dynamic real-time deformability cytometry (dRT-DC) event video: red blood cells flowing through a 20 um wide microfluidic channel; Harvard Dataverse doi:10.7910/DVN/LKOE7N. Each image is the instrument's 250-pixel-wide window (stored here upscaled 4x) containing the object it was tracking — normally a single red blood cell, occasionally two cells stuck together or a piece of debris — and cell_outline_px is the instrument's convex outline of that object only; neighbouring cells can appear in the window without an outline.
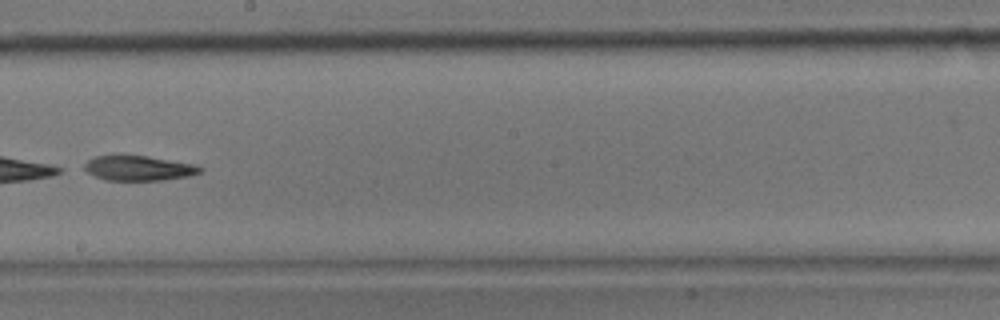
{"species": "common noctule bat (a hibernating species)", "species_latin": "Nyctalus noctula", "temperature_condition": "room temperature", "stored_images_in_passage": 31, "camera_frame_rate_fps": 3000, "um_per_image_px": 0.085, "animal": {"sex": "male", "body_mass_g": 17.9}, "frame": {"image": 1, "passage_image": 18, "time_ms": 5.667, "image_size_px": [1000, 320], "cell_outline_px": [[204, 168], [200, 172], [188, 176], [164, 180], [104, 180], [80, 168], [88, 160], [96, 156], [148, 156], [192, 164]], "centroid_in_image_um": [11.75, 14.3], "position_along_channel_um": 236.5, "area_um2": 16.59}}